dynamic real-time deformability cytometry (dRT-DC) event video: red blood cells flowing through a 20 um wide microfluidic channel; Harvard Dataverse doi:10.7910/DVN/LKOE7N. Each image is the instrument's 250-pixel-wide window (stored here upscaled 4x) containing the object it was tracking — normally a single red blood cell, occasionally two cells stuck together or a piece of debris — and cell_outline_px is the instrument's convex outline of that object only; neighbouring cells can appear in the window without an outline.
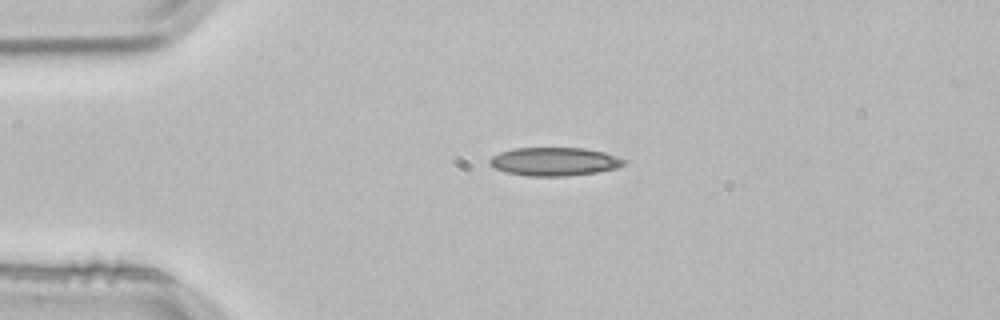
{"species": "common noctule bat (a hibernating species)", "species_latin": "Nyctalus noctula", "temperature_condition": "room temperature", "stored_images_in_passage": 2, "camera_frame_rate_fps": 3000, "um_per_image_px": 0.085, "animal": {"sex": "male", "body_mass_g": 21.5, "forearm_length_mm": 52.0}, "frame": {"image": 1, "passage_image": 1, "time_ms": 0.0, "image_size_px": [1000, 320], "cell_outline_px": [[628, 160], [624, 164], [616, 168], [596, 172], [568, 176], [528, 176], [508, 172], [496, 168], [488, 164], [488, 160], [492, 156], [500, 152], [512, 148], [584, 148], [604, 152]], "centroid_in_image_um": [47.12, 13.73], "position_along_channel_um": 37.9, "area_um2": 22.2}}
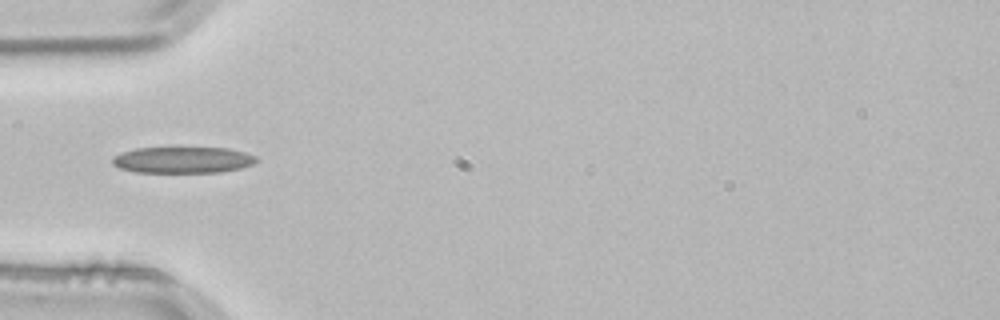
{"frame": {"image": 2, "passage_image": 2, "time_ms": 0.333, "image_size_px": [1000, 320], "cell_outline_px": [[260, 160], [252, 164], [240, 168], [220, 172], [136, 172], [120, 168], [112, 164], [112, 156], [136, 148], [228, 148], [244, 152], [256, 156]], "centroid_in_image_um": [15.55, 13.59], "position_along_channel_um": 69.5, "area_um2": 21.96}}